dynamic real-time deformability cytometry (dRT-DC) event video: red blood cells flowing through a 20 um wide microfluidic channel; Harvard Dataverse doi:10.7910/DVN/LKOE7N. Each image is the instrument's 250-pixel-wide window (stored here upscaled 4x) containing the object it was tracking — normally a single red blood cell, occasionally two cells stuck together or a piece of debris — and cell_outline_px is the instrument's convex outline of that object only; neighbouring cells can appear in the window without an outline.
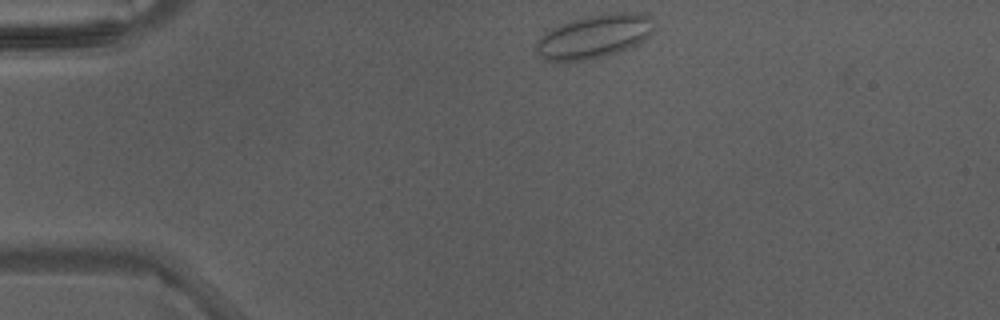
{"species": "Egyptian fruit bat (a non-hibernating species)", "species_latin": "Rousettus aegyptiacus", "temperature_condition": "warm", "stored_images_in_passage": 2, "camera_frame_rate_fps": 3000, "um_per_image_px": 0.085, "animal": {"sex": "male"}, "frame": {"image": 1, "passage_image": 1, "time_ms": 0.0, "image_size_px": [1000, 320], "cell_outline_px": [[652, 32], [644, 40], [636, 44], [616, 52], [604, 56], [588, 60], [552, 64], [544, 60], [536, 52], [536, 40], [544, 32], [560, 24], [584, 16], [616, 12], [648, 12], [652, 16]], "centroid_in_image_um": [50.45, 3.11], "position_along_channel_um": 34.6, "area_um2": 30.58}}